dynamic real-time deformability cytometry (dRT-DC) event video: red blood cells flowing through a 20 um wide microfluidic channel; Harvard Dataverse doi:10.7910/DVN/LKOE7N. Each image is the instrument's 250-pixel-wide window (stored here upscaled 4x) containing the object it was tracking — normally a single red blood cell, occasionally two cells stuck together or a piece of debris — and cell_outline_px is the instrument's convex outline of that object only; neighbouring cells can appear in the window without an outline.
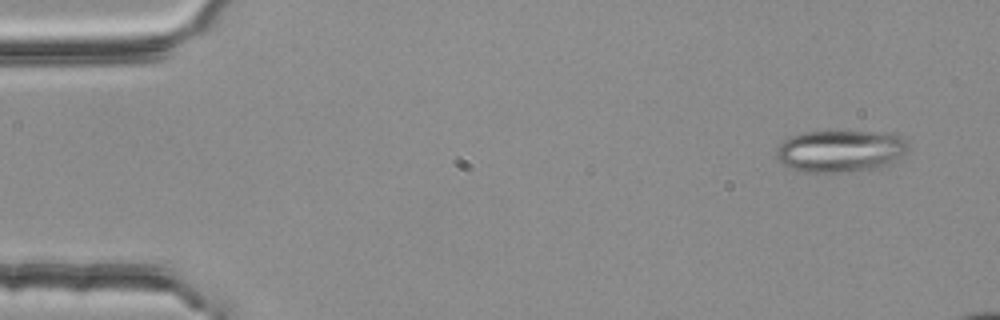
{"species": "common noctule bat (a hibernating species)", "species_latin": "Nyctalus noctula", "temperature_condition": "room temperature", "stored_images_in_passage": 24, "segment_of_instrument_passage": [1, 2], "camera_frame_rate_fps": 3000, "um_per_image_px": 0.085, "animal": {"sex": "female", "body_mass_g": 25.1}, "frame": {"image": 1, "passage_image": 1, "time_ms": 0.0, "image_size_px": [1000, 320], "cell_outline_px": [[908, 148], [900, 156], [888, 164], [876, 168], [840, 172], [804, 172], [792, 168], [784, 164], [776, 156], [776, 148], [784, 140], [792, 136], [804, 132], [888, 132], [900, 136], [908, 144]], "centroid_in_image_um": [71.42, 12.83], "position_along_channel_um": 13.6, "area_um2": 31.85}}